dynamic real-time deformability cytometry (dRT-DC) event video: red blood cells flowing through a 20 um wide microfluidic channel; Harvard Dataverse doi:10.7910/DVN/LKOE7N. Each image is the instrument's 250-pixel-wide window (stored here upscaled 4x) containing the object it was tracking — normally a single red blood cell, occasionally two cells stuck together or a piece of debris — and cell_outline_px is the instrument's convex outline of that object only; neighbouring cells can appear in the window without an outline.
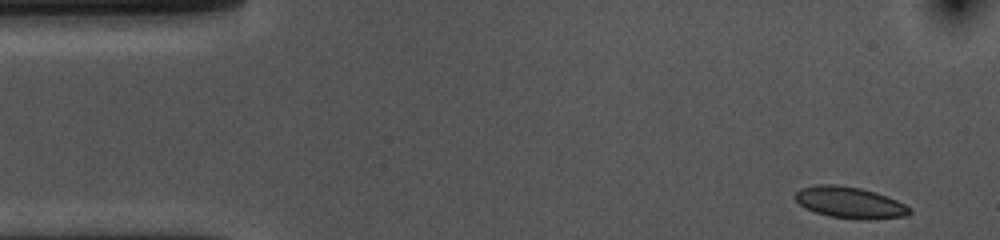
{"species": "common noctule bat (a hibernating species)", "species_latin": "Nyctalus noctula", "temperature_condition": "cold", "stored_images_in_passage": 13, "camera_frame_rate_fps": 3000, "um_per_image_px": 0.085, "animal": {"sex": "female", "body_mass_g": 10.0, "forearm_length_mm": 53.1}, "frame": {"image": 1, "passage_image": 1, "time_ms": 0.0, "image_size_px": [1000, 240], "cell_outline_px": [[912, 212], [908, 216], [868, 220], [860, 220], [828, 216], [804, 208], [792, 196], [800, 188], [816, 184], [836, 184], [860, 188], [876, 192], [896, 200], [912, 208]], "centroid_in_image_um": [72.23, 17.22], "position_along_channel_um": 12.8, "area_um2": 21.27}}
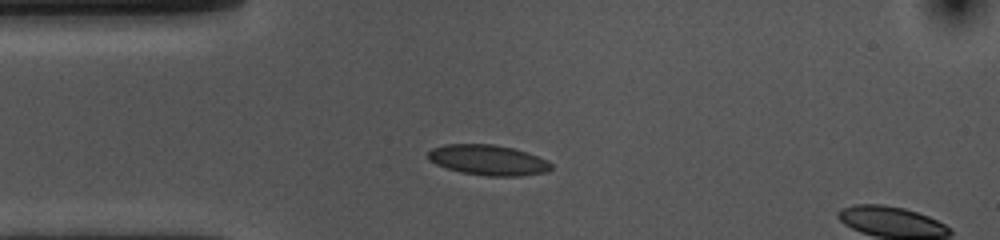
{"frame": {"image": 2, "passage_image": 10, "time_ms": 3.0, "image_size_px": [1000, 240], "cell_outline_px": [[552, 168], [548, 172], [520, 176], [488, 176], [460, 172], [436, 164], [428, 160], [428, 152], [432, 148], [444, 144], [492, 144], [516, 148], [528, 152], [548, 160], [552, 164]], "centroid_in_image_um": [41.52, 13.6], "position_along_channel_um": 43.5, "area_um2": 22.02}}